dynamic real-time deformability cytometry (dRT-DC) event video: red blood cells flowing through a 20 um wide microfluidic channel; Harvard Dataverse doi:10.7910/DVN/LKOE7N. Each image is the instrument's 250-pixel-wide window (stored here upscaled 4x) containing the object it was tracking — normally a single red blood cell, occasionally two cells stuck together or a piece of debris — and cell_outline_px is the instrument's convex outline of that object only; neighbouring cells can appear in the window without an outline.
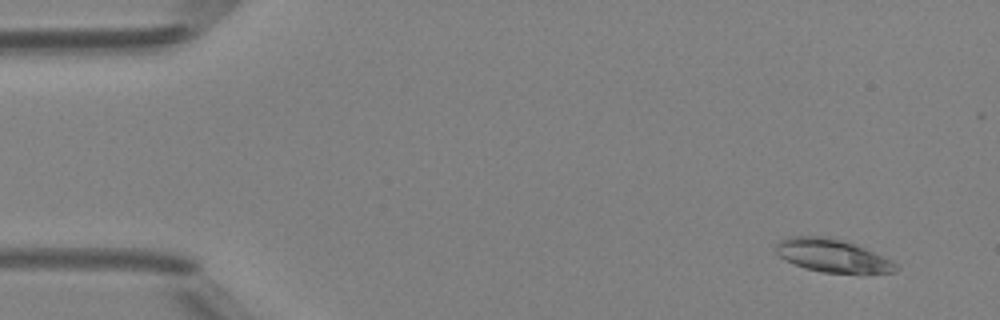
{"species": "Egyptian fruit bat (a non-hibernating species)", "species_latin": "Rousettus aegyptiacus", "temperature_condition": "room temperature", "stored_images_in_passage": 47, "camera_frame_rate_fps": 3000, "um_per_image_px": 0.085, "animal": {"sex": "female"}, "frame": {"image": 1, "passage_image": 1, "time_ms": 0.0, "image_size_px": [1000, 320], "cell_outline_px": [[900, 268], [896, 272], [864, 276], [824, 272], [804, 268], [780, 256], [776, 252], [776, 244], [780, 240], [788, 236], [828, 236], [856, 244], [892, 260], [900, 264]], "centroid_in_image_um": [70.89, 21.77], "position_along_channel_um": 14.1, "area_um2": 23.93}}
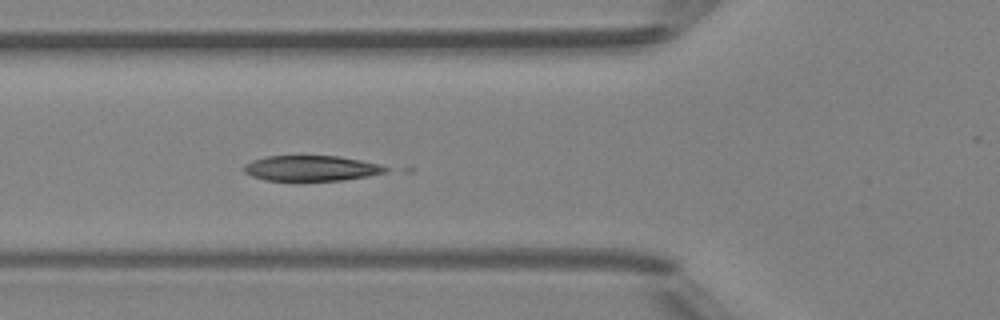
{"frame": {"image": 2, "passage_image": 16, "time_ms": 5.0, "image_size_px": [1000, 320], "cell_outline_px": [[392, 168], [388, 172], [368, 176], [340, 180], [264, 180], [252, 176], [244, 172], [244, 164], [252, 160], [268, 156], [340, 156], [380, 164]], "centroid_in_image_um": [26.49, 14.29], "position_along_channel_um": 99.3, "area_um2": 20.98}}
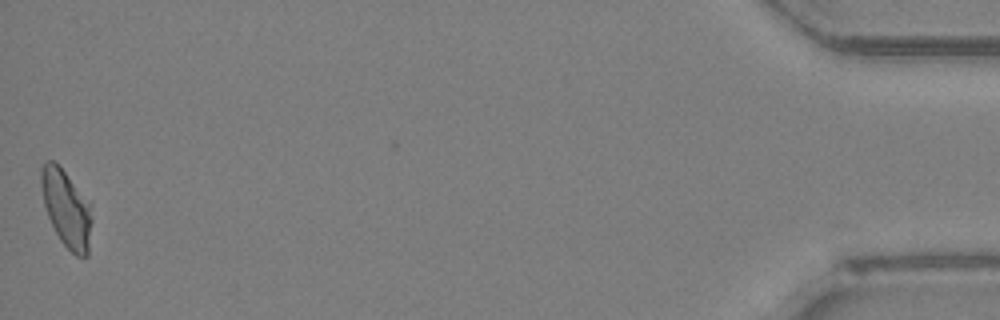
{"frame": {"image": 3, "passage_image": 47, "time_ms": 15.333, "image_size_px": [1000, 320], "cell_outline_px": [[92, 220], [88, 256], [76, 256], [60, 240], [48, 216], [44, 204], [40, 184], [40, 168], [48, 160], [52, 160], [64, 172], [88, 204]], "centroid_in_image_um": [5.62, 17.77], "position_along_channel_um": 429.6, "area_um2": 21.96}}